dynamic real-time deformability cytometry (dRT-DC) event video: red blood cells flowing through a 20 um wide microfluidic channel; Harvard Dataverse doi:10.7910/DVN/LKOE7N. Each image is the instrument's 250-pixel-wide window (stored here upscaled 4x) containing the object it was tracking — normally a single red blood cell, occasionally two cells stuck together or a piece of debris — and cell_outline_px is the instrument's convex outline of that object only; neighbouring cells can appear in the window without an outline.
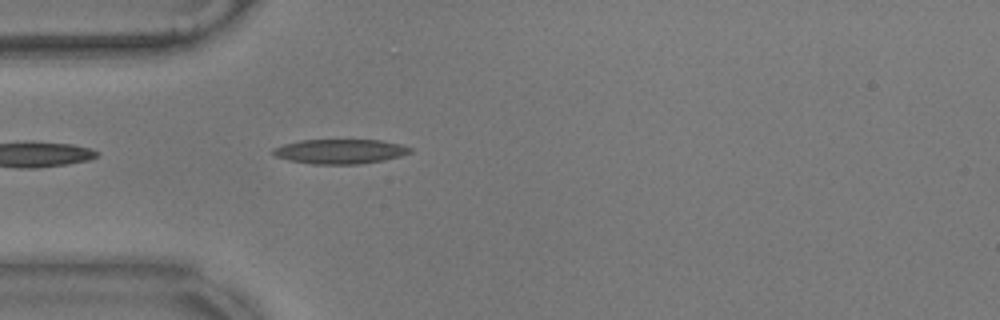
{"species": "common noctule bat (a hibernating species)", "species_latin": "Nyctalus noctula", "temperature_condition": "warm", "stored_images_in_passage": 5, "camera_frame_rate_fps": 3000, "um_per_image_px": 0.085, "animal": {"sex": "male", "body_mass_g": 17.9}, "frame": {"image": 1, "passage_image": 1, "time_ms": 0.0, "image_size_px": [1000, 320], "cell_outline_px": [[412, 152], [400, 156], [384, 160], [360, 164], [312, 164], [288, 160], [276, 156], [272, 152], [272, 148], [284, 144], [300, 140], [380, 140], [400, 144], [412, 148]], "centroid_in_image_um": [28.9, 12.87], "position_along_channel_um": 56.1, "area_um2": 19.65}}